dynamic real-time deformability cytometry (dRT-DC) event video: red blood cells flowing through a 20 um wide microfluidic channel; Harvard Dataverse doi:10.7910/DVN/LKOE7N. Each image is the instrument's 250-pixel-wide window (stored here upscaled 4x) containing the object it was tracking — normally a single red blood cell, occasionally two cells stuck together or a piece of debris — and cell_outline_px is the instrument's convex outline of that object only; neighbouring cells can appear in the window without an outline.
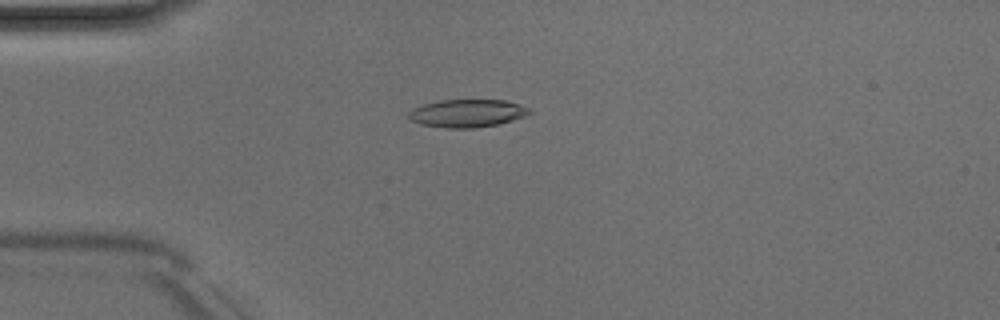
{"species": "Egyptian fruit bat (a non-hibernating species)", "species_latin": "Rousettus aegyptiacus", "temperature_condition": "room temperature", "stored_images_in_passage": 1, "camera_frame_rate_fps": 3000, "um_per_image_px": 0.085, "animal": {"sex": "male"}, "frame": {"image": 1, "passage_image": 1, "time_ms": 0.0, "image_size_px": [1000, 320], "cell_outline_px": [[532, 112], [524, 116], [500, 124], [472, 128], [448, 128], [420, 124], [408, 120], [408, 112], [412, 108], [424, 104], [440, 100], [504, 100], [520, 104], [532, 108]], "centroid_in_image_um": [39.71, 9.62], "position_along_channel_um": 45.3, "area_um2": 19.77}}